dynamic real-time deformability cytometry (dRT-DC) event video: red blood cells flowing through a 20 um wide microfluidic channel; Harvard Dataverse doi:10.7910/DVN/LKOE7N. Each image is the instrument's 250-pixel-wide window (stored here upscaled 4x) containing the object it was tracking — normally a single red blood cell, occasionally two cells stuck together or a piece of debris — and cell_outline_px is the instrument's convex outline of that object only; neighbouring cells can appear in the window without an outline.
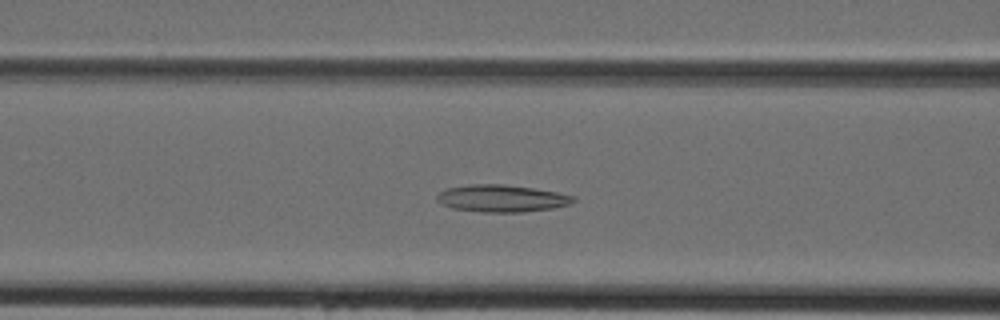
{"species": "Egyptian fruit bat (a non-hibernating species)", "species_latin": "Rousettus aegyptiacus", "temperature_condition": "cold", "stored_images_in_passage": 28, "camera_frame_rate_fps": 3000, "um_per_image_px": 0.085, "animal": {"sex": "female"}, "frame": {"image": 1, "passage_image": 18, "time_ms": 5.667, "image_size_px": [1000, 320], "cell_outline_px": [[576, 200], [572, 204], [552, 208], [520, 212], [480, 212], [452, 208], [440, 204], [436, 200], [436, 196], [444, 188], [468, 184], [504, 184], [532, 188], [556, 192], [576, 196]], "centroid_in_image_um": [42.61, 16.86], "position_along_channel_um": 124.0, "area_um2": 21.79}}
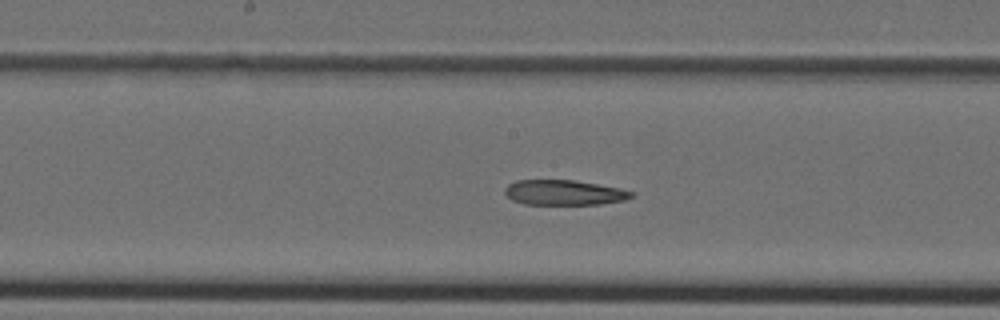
{"frame": {"image": 2, "passage_image": 23, "time_ms": 7.333, "image_size_px": [1000, 320], "cell_outline_px": [[632, 196], [624, 200], [600, 204], [524, 204], [512, 200], [504, 192], [504, 188], [508, 184], [516, 180], [572, 180], [620, 188], [632, 192]], "centroid_in_image_um": [47.89, 16.36], "position_along_channel_um": 200.3, "area_um2": 18.32}}
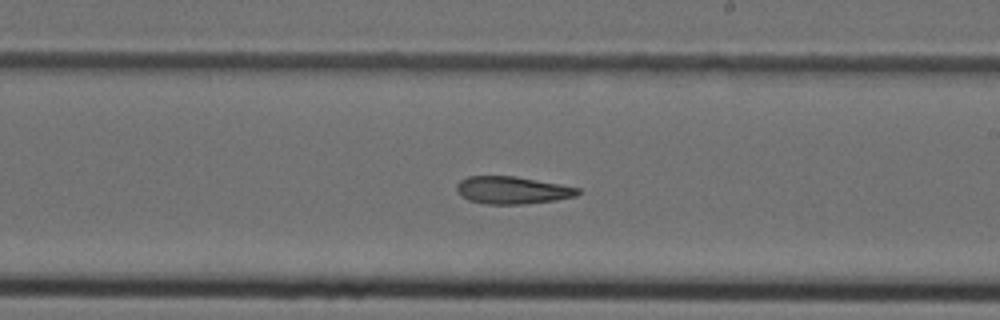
{"frame": {"image": 3, "passage_image": 26, "time_ms": 8.333, "image_size_px": [1000, 320], "cell_outline_px": [[580, 192], [576, 196], [556, 200], [524, 204], [484, 204], [468, 200], [460, 196], [456, 192], [456, 184], [460, 180], [468, 176], [516, 176], [560, 184], [580, 188]], "centroid_in_image_um": [43.51, 16.17], "position_along_channel_um": 245.5, "area_um2": 19.59}}